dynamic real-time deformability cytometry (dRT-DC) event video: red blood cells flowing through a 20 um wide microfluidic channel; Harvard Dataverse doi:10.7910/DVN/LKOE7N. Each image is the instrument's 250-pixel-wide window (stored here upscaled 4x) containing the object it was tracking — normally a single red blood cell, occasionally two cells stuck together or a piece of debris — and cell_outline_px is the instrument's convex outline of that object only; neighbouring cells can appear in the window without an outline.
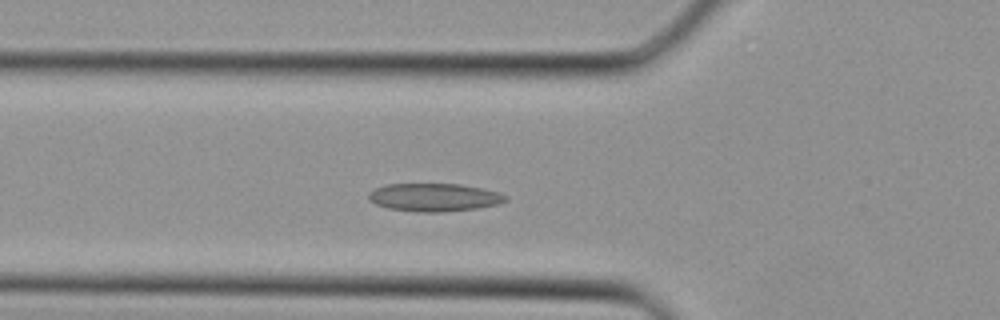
{"species": "Egyptian fruit bat (a non-hibernating species)", "species_latin": "Rousettus aegyptiacus", "temperature_condition": "cold", "stored_images_in_passage": 33, "camera_frame_rate_fps": 3000, "um_per_image_px": 0.085, "animal": {"sex": "female"}, "frame": {"image": 1, "passage_image": 9, "time_ms": 2.667, "image_size_px": [1000, 320], "cell_outline_px": [[508, 200], [500, 204], [476, 208], [444, 212], [416, 212], [388, 208], [376, 204], [368, 200], [368, 192], [376, 188], [388, 184], [460, 184], [480, 188], [496, 192], [508, 196]], "centroid_in_image_um": [36.89, 16.78], "position_along_channel_um": 88.9, "area_um2": 22.37}}
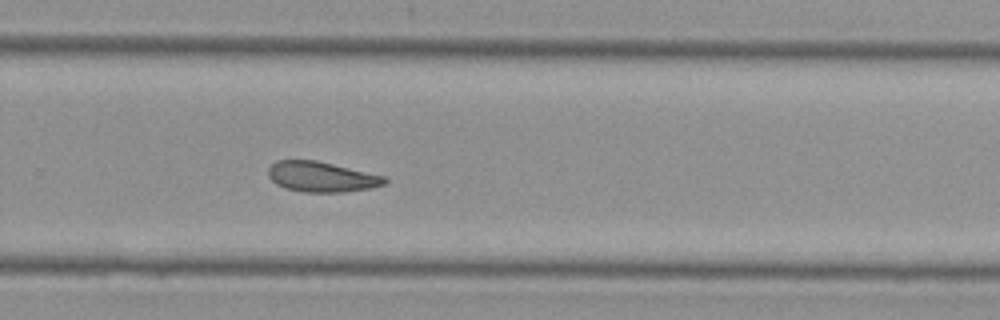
{"frame": {"image": 2, "passage_image": 21, "time_ms": 6.667, "image_size_px": [1000, 320], "cell_outline_px": [[388, 180], [384, 184], [368, 188], [344, 192], [304, 192], [284, 188], [276, 184], [268, 176], [268, 168], [276, 160], [316, 160], [384, 176]], "centroid_in_image_um": [27.28, 15.03], "position_along_channel_um": 302.5, "area_um2": 20.4}}
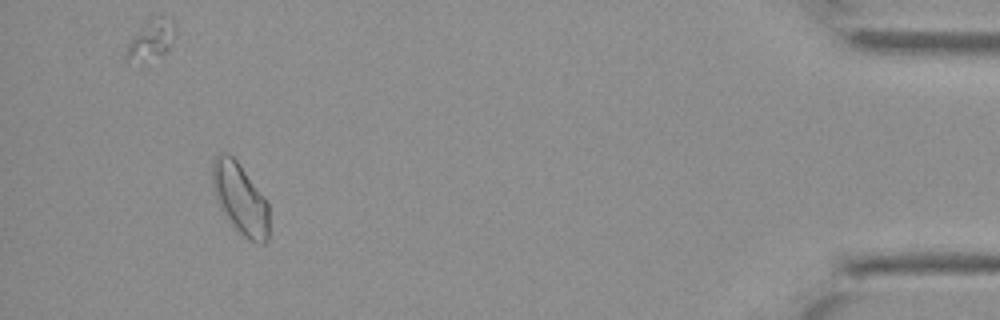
{"frame": {"image": 3, "passage_image": 31, "time_ms": 10.0, "image_size_px": [1000, 320], "cell_outline_px": [[268, 240], [264, 244], [260, 244], [244, 236], [228, 220], [216, 196], [212, 184], [212, 164], [216, 156], [220, 152], [228, 152], [236, 160], [264, 196], [268, 204]], "centroid_in_image_um": [20.42, 16.86], "position_along_channel_um": 414.8, "area_um2": 23.0}}